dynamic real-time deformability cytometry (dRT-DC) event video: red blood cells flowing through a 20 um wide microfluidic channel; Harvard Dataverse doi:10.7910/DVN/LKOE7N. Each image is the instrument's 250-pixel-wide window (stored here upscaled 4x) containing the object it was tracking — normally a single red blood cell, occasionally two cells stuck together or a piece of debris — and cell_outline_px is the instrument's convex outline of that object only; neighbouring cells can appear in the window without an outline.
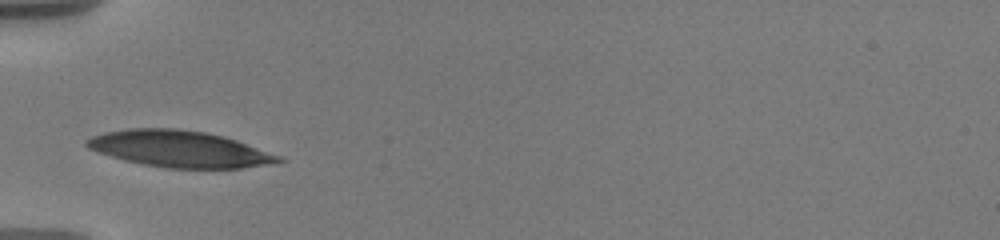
{"species": "human", "species_latin": "Homo sapiens", "temperature_condition": "warm", "stored_images_in_passage": 14, "camera_frame_rate_fps": 3000, "um_per_image_px": 0.085, "donor": {"sex": "male"}, "frame": {"image": 1, "passage_image": 3, "time_ms": 2.333, "image_size_px": [1000, 240], "cell_outline_px": [[284, 160], [276, 164], [240, 168], [164, 168], [124, 160], [88, 148], [84, 144], [84, 140], [92, 136], [104, 132], [128, 128], [176, 128], [204, 132], [224, 136], [236, 140], [280, 156]], "centroid_in_image_um": [15.25, 12.66], "position_along_channel_um": 69.7, "area_um2": 40.69}}
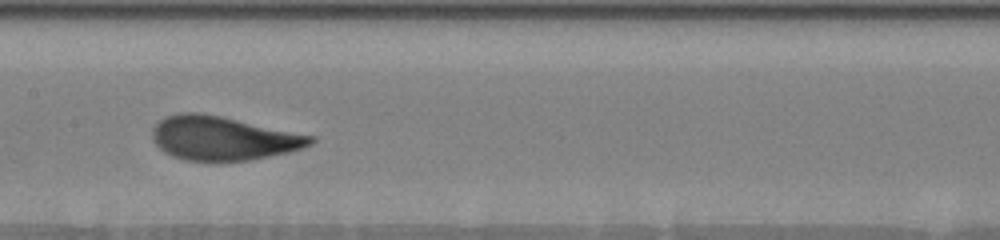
{"frame": {"image": 2, "passage_image": 6, "time_ms": 5.667, "image_size_px": [1000, 240], "cell_outline_px": [[316, 140], [312, 144], [288, 152], [248, 160], [188, 160], [172, 156], [164, 152], [152, 140], [152, 128], [164, 116], [180, 112], [200, 112], [220, 116], [316, 136]], "centroid_in_image_um": [18.93, 11.73], "position_along_channel_um": 188.5, "area_um2": 40.23}}
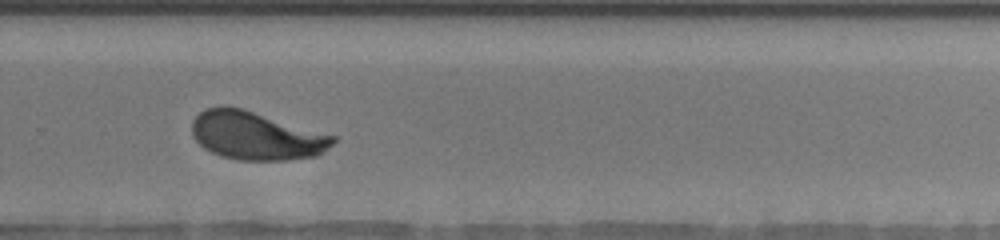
{"frame": {"image": 3, "passage_image": 9, "time_ms": 9.0, "image_size_px": [1000, 240], "cell_outline_px": [[336, 140], [324, 152], [316, 156], [288, 160], [236, 160], [220, 156], [204, 148], [192, 136], [192, 120], [204, 108], [220, 104], [224, 104], [244, 108], [336, 136]], "centroid_in_image_um": [21.74, 11.51], "position_along_channel_um": 308.1, "area_um2": 40.23}, "authors_computed_cell_mechanics": {"area_um2": 39.8531, "velocity_mm_per_s": 3.6005, "shape_relaxation_time_tau1_ms": 2.5376, "shape_relaxation_time_tau2_ms": null, "deformation_change_tau1": 0.1175, "deformation_change_tau2": null}}